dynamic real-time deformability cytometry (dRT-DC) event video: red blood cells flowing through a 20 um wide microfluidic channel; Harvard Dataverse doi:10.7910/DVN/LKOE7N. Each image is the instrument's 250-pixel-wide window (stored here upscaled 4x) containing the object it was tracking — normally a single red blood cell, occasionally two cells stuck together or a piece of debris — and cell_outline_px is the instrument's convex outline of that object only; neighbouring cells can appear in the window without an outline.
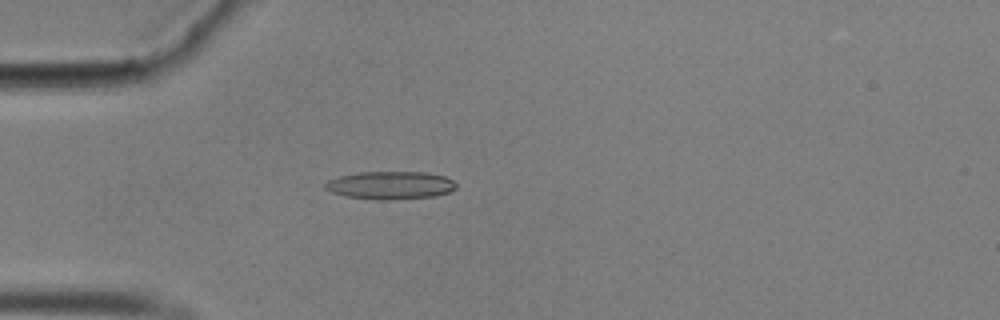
{"species": "common noctule bat (a hibernating species)", "species_latin": "Nyctalus noctula", "temperature_condition": "cold", "stored_images_in_passage": 55, "camera_frame_rate_fps": 3000, "um_per_image_px": 0.085, "animal": {"sex": "male", "body_mass_g": 17.9}, "frame": {"image": 1, "passage_image": 14, "time_ms": 4.333, "image_size_px": [1000, 320], "cell_outline_px": [[456, 188], [448, 192], [432, 196], [384, 200], [376, 200], [344, 196], [332, 192], [324, 188], [324, 184], [328, 180], [340, 176], [360, 172], [428, 172], [444, 176], [452, 180], [456, 184]], "centroid_in_image_um": [33.15, 15.74], "position_along_channel_um": 51.8, "area_um2": 21.21}}
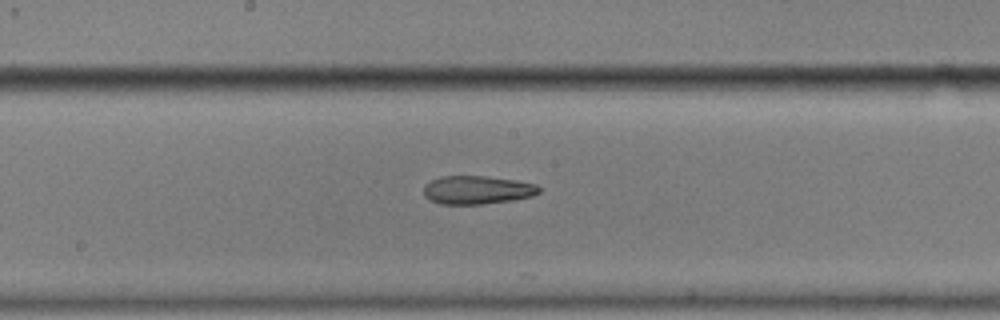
{"frame": {"image": 2, "passage_image": 28, "time_ms": 9.0, "image_size_px": [1000, 320], "cell_outline_px": [[540, 192], [532, 196], [512, 200], [480, 204], [440, 204], [424, 196], [424, 184], [440, 176], [484, 176], [516, 180], [536, 184], [540, 188]], "centroid_in_image_um": [40.55, 16.14], "position_along_channel_um": 207.6, "area_um2": 19.02}}
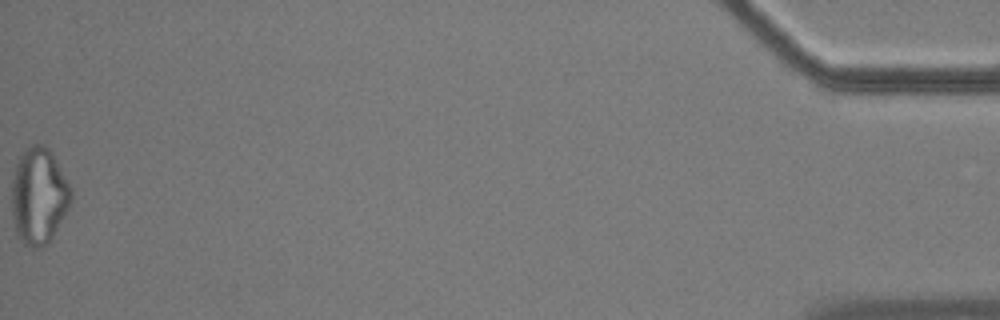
{"frame": {"image": 3, "passage_image": 55, "time_ms": 18.0, "image_size_px": [1000, 320], "cell_outline_px": [[72, 200], [68, 208], [48, 244], [36, 248], [28, 248], [20, 240], [16, 232], [12, 220], [12, 180], [16, 164], [24, 148], [32, 144], [44, 144], [48, 148], [72, 188]], "centroid_in_image_um": [3.28, 16.67], "position_along_channel_um": 431.9, "area_um2": 33.41}, "authors_computed_cell_mechanics": {"area_um2": 19.7098, "velocity_mm_per_s": 3.5561, "shape_relaxation_time_tau1_ms": null, "shape_relaxation_time_tau2_ms": 3.82, "deformation_change_tau1": null, "deformation_change_tau2": 0.1439}}